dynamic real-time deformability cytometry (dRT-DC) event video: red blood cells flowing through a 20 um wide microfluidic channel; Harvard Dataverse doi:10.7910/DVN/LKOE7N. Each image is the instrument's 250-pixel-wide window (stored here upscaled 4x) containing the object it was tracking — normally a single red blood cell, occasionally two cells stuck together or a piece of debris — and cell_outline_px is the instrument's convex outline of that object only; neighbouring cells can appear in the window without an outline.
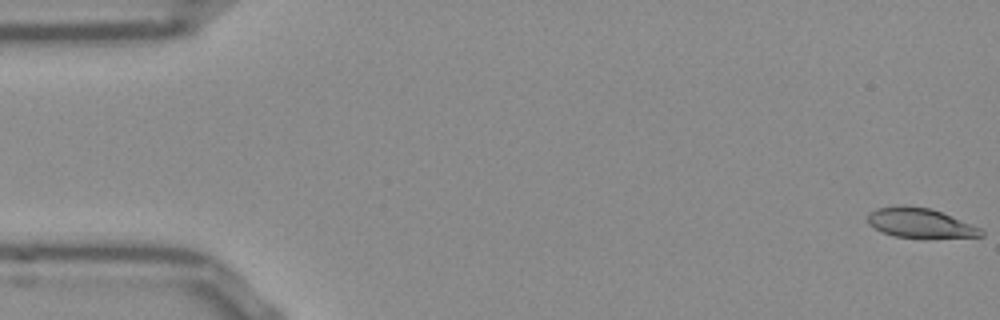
{"species": "Egyptian fruit bat (a non-hibernating species)", "species_latin": "Rousettus aegyptiacus", "temperature_condition": "room temperature", "stored_images_in_passage": 53, "camera_frame_rate_fps": 3000, "um_per_image_px": 0.085, "frame": {"image": 1, "passage_image": 1, "time_ms": 0.0, "image_size_px": [1000, 320], "cell_outline_px": [[984, 236], [896, 236], [880, 232], [868, 224], [868, 212], [876, 208], [904, 204], [932, 208], [980, 228], [984, 232]], "centroid_in_image_um": [78.12, 18.9], "position_along_channel_um": 6.9, "area_um2": 19.13}}
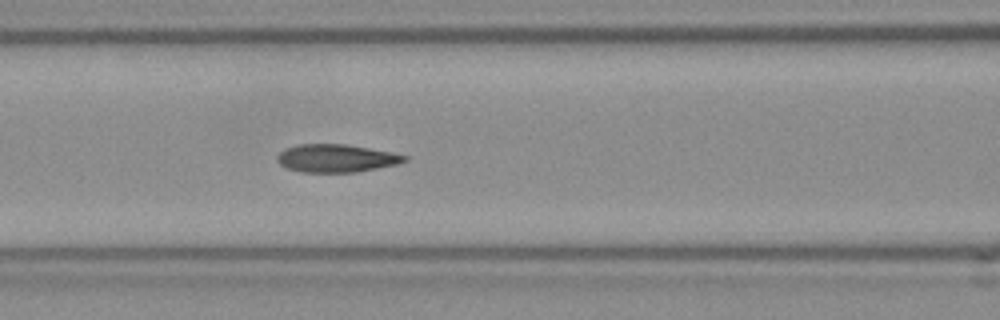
{"frame": {"image": 2, "passage_image": 22, "time_ms": 7.0, "image_size_px": [1000, 320], "cell_outline_px": [[408, 160], [396, 164], [356, 172], [300, 172], [288, 168], [280, 164], [276, 160], [276, 156], [284, 148], [300, 144], [344, 144], [368, 148], [408, 156]], "centroid_in_image_um": [28.53, 13.45], "position_along_channel_um": 138.1, "area_um2": 20.52}}
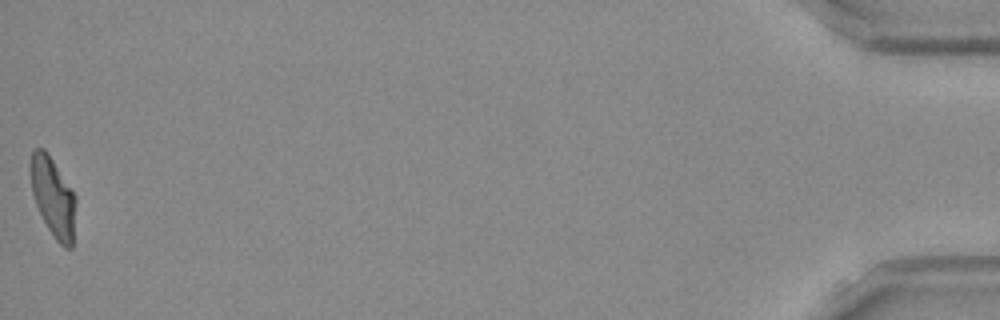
{"frame": {"image": 3, "passage_image": 53, "time_ms": 17.333, "image_size_px": [1000, 320], "cell_outline_px": [[76, 200], [72, 248], [64, 248], [56, 240], [48, 228], [36, 204], [32, 192], [32, 152], [36, 148], [44, 148], [76, 196]], "centroid_in_image_um": [4.55, 16.81], "position_along_channel_um": 430.7, "area_um2": 20.23}, "authors_computed_cell_mechanics": {"area_um2": 20.9814, "velocity_mm_per_s": 3.8355, "shape_relaxation_time_tau1_ms": 3.9867, "shape_relaxation_time_tau2_ms": 1.1972, "deformation_change_tau1": 0.189, "deformation_change_tau2": 0.0866}}